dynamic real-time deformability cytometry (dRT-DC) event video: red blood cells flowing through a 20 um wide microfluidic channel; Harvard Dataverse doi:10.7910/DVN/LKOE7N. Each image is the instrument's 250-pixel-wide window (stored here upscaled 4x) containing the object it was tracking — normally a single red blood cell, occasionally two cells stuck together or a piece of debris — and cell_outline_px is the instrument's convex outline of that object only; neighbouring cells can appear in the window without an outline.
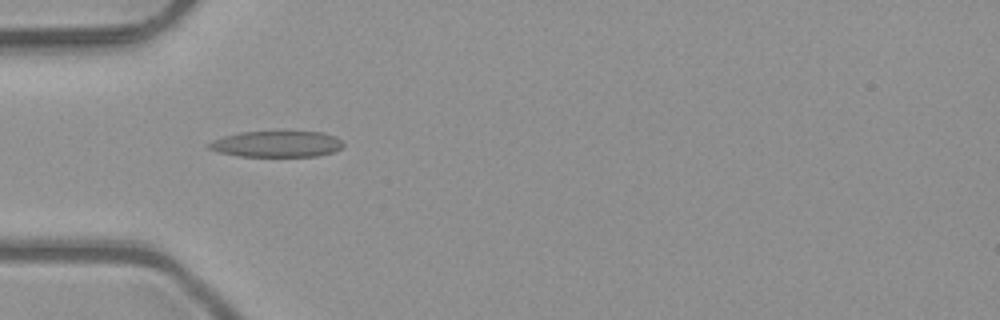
{"species": "common noctule bat (a hibernating species)", "species_latin": "Nyctalus noctula", "temperature_condition": "room temperature", "stored_images_in_passage": 5, "camera_frame_rate_fps": 3000, "um_per_image_px": 0.085, "animal": {"sex": "male", "body_mass_g": 23.1, "forearm_length_mm": 52.7}, "frame": {"image": 1, "passage_image": 4, "time_ms": 1.0, "image_size_px": [1000, 320], "cell_outline_px": [[344, 144], [340, 148], [332, 152], [316, 156], [240, 156], [216, 152], [208, 148], [204, 144], [212, 140], [224, 136], [240, 132], [324, 132], [336, 136]], "centroid_in_image_um": [23.47, 12.24], "position_along_channel_um": 61.5, "area_um2": 20.46}}
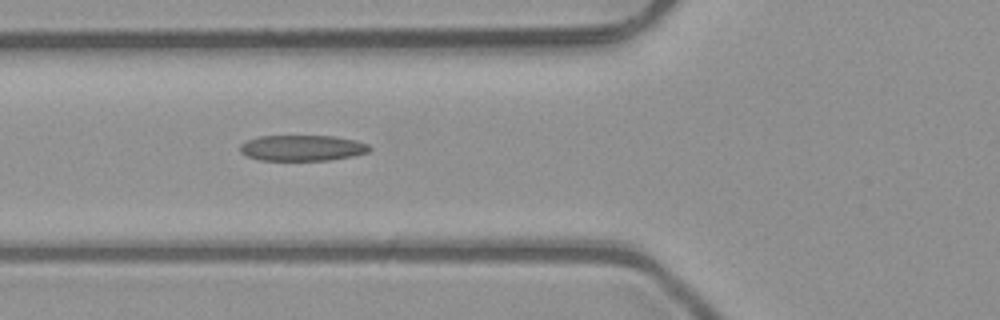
{"frame": {"image": 2, "passage_image": 5, "time_ms": 1.333, "image_size_px": [1000, 320], "cell_outline_px": [[372, 148], [368, 152], [352, 156], [328, 160], [260, 160], [248, 156], [240, 152], [240, 144], [248, 140], [260, 136], [332, 136], [356, 140], [368, 144]], "centroid_in_image_um": [25.7, 12.57], "position_along_channel_um": 100.1, "area_um2": 19.36}}